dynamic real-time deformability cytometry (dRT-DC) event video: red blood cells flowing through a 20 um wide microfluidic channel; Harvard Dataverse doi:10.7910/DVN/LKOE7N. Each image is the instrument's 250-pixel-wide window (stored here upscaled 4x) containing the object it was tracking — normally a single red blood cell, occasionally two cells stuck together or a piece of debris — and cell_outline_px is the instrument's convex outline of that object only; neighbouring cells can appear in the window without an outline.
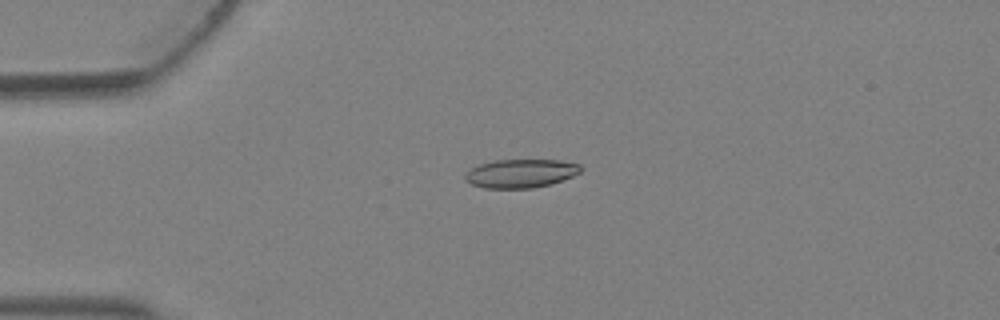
{"species": "Egyptian fruit bat (a non-hibernating species)", "species_latin": "Rousettus aegyptiacus", "temperature_condition": "warm", "stored_images_in_passage": 4, "camera_frame_rate_fps": 3000, "um_per_image_px": 0.085, "animal": {"sex": "female"}, "frame": {"image": 1, "passage_image": 3, "time_ms": 0.667, "image_size_px": [1000, 320], "cell_outline_px": [[580, 172], [572, 176], [552, 184], [532, 188], [484, 188], [472, 184], [464, 180], [464, 176], [472, 168], [480, 164], [496, 160], [560, 160], [580, 164]], "centroid_in_image_um": [44.26, 14.74], "position_along_channel_um": 40.7, "area_um2": 19.13}}
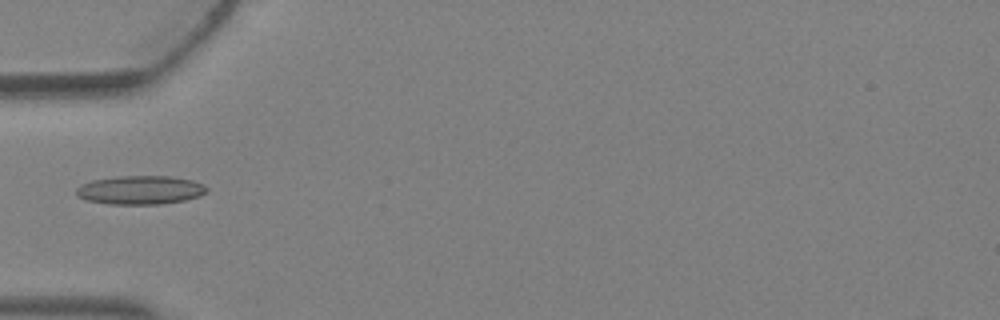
{"frame": {"image": 2, "passage_image": 4, "time_ms": 1.0, "image_size_px": [1000, 320], "cell_outline_px": [[208, 192], [200, 196], [184, 200], [160, 204], [108, 204], [84, 200], [76, 196], [76, 188], [92, 180], [116, 176], [172, 176], [192, 180], [204, 184], [208, 188]], "centroid_in_image_um": [11.93, 16.15], "position_along_channel_um": 73.1, "area_um2": 22.02}}